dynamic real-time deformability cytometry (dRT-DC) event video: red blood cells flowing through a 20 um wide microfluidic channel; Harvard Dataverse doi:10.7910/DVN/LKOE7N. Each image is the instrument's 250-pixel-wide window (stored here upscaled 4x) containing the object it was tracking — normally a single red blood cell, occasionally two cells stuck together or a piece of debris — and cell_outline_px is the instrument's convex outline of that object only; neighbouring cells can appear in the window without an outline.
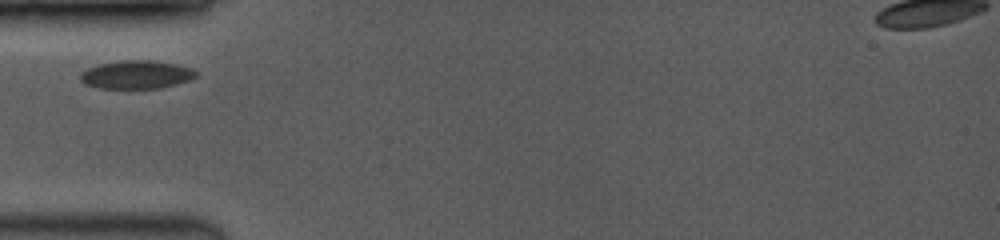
{"species": "common noctule bat (a hibernating species)", "species_latin": "Nyctalus noctula", "temperature_condition": "room temperature", "stored_images_in_passage": 23, "camera_frame_rate_fps": 3500, "um_per_image_px": 0.085, "animal": {"sex": "female", "body_mass_g": 19.0, "forearm_length_mm": 53.3}, "frame": {"image": 1, "passage_image": 1, "time_ms": 0.0, "image_size_px": [1000, 240], "cell_outline_px": [[196, 76], [188, 80], [176, 84], [160, 88], [100, 88], [84, 84], [80, 80], [80, 72], [88, 68], [100, 64], [120, 60], [152, 60], [176, 64], [192, 68], [196, 72]], "centroid_in_image_um": [11.57, 6.34], "position_along_channel_um": 73.4, "area_um2": 19.02}}
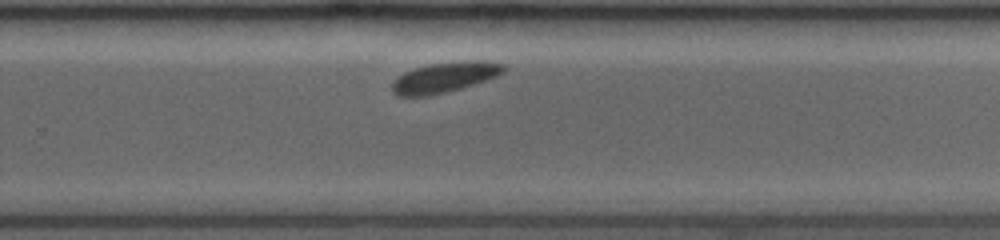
{"frame": {"image": 2, "passage_image": 14, "time_ms": 5.714, "image_size_px": [1000, 240], "cell_outline_px": [[508, 68], [504, 72], [496, 76], [460, 88], [428, 96], [396, 96], [392, 92], [392, 80], [404, 72], [428, 64], [460, 60], [484, 60], [504, 64]], "centroid_in_image_um": [37.78, 6.55], "position_along_channel_um": 292.0, "area_um2": 19.83}}
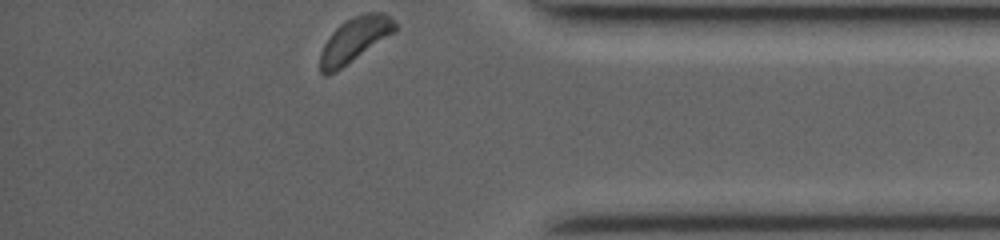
{"frame": {"image": 3, "passage_image": 23, "time_ms": 8.857, "image_size_px": [1000, 240], "cell_outline_px": [[396, 32], [336, 72], [328, 76], [324, 76], [320, 72], [320, 52], [324, 44], [332, 32], [344, 20], [364, 12], [384, 12], [396, 20]], "centroid_in_image_um": [30.16, 3.38], "position_along_channel_um": 405.0, "area_um2": 19.88}}